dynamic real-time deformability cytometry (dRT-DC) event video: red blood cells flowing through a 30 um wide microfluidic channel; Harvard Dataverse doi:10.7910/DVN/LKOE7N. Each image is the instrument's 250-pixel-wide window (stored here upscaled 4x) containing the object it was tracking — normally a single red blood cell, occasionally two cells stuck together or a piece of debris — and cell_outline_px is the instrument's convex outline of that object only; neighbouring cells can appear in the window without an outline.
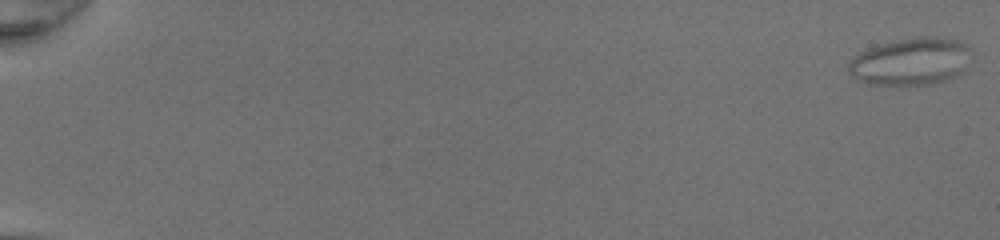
{"species": "common noctule bat (a hibernating species)", "species_latin": "Nyctalus noctula", "temperature_condition": "room temperature", "stored_images_in_passage": 52, "camera_frame_rate_fps": 3000, "um_per_image_px": 0.085, "animal": {"sex": "female", "body_mass_g": 20.0, "forearm_length_mm": 54.0}, "frame": {"image": 1, "passage_image": 1, "time_ms": 0.0, "image_size_px": [1000, 240], "cell_outline_px": [[972, 52], [968, 68], [964, 72], [956, 76], [944, 80], [928, 84], [868, 84], [856, 80], [848, 72], [848, 60], [860, 52], [868, 48], [880, 44], [916, 36], [936, 36], [956, 40], [968, 44], [972, 48]], "centroid_in_image_um": [77.46, 5.21], "position_along_channel_um": 7.5, "area_um2": 34.39}}
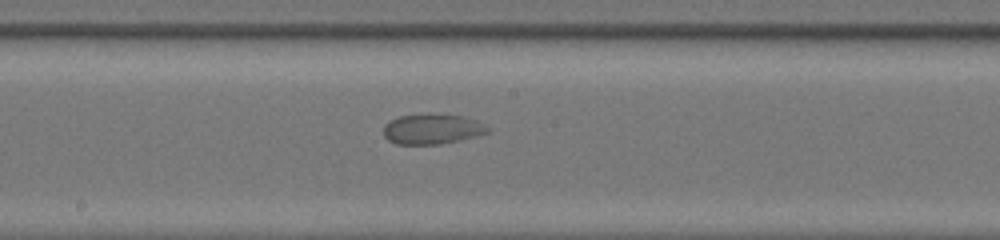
{"frame": {"image": 2, "passage_image": 31, "time_ms": 10.0, "image_size_px": [1000, 240], "cell_outline_px": [[492, 132], [460, 140], [440, 144], [396, 144], [388, 140], [384, 136], [384, 124], [400, 116], [464, 116], [476, 120], [492, 128]], "centroid_in_image_um": [36.79, 11.01], "position_along_channel_um": 211.4, "area_um2": 17.86}}
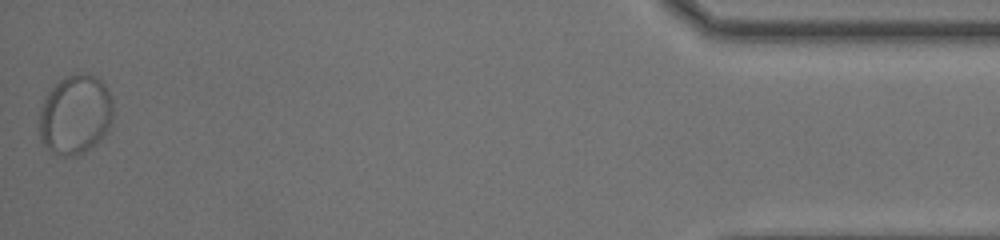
{"frame": {"image": 3, "passage_image": 52, "time_ms": 17.0, "image_size_px": [1000, 240], "cell_outline_px": [[112, 124], [104, 136], [96, 144], [84, 152], [76, 156], [60, 156], [52, 152], [40, 140], [40, 108], [48, 92], [64, 76], [80, 72], [84, 72], [96, 76], [108, 88], [112, 100]], "centroid_in_image_um": [6.42, 9.74], "position_along_channel_um": 428.8, "area_um2": 34.56}}